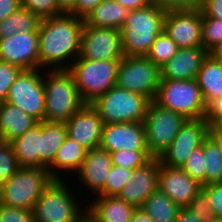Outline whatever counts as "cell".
Returning <instances> with one entry per match:
<instances>
[{
	"label": "cell",
	"mask_w": 222,
	"mask_h": 222,
	"mask_svg": "<svg viewBox=\"0 0 222 222\" xmlns=\"http://www.w3.org/2000/svg\"><path fill=\"white\" fill-rule=\"evenodd\" d=\"M84 19L64 12L58 16L41 19L39 32L40 68L68 69L69 59L74 61L80 54ZM65 62V63H64Z\"/></svg>",
	"instance_id": "cell-1"
},
{
	"label": "cell",
	"mask_w": 222,
	"mask_h": 222,
	"mask_svg": "<svg viewBox=\"0 0 222 222\" xmlns=\"http://www.w3.org/2000/svg\"><path fill=\"white\" fill-rule=\"evenodd\" d=\"M166 12L153 3L129 11L121 29L125 56H146L160 33L164 30Z\"/></svg>",
	"instance_id": "cell-2"
},
{
	"label": "cell",
	"mask_w": 222,
	"mask_h": 222,
	"mask_svg": "<svg viewBox=\"0 0 222 222\" xmlns=\"http://www.w3.org/2000/svg\"><path fill=\"white\" fill-rule=\"evenodd\" d=\"M43 76L45 122L66 123L85 103L67 69H50ZM46 77V80H45Z\"/></svg>",
	"instance_id": "cell-3"
},
{
	"label": "cell",
	"mask_w": 222,
	"mask_h": 222,
	"mask_svg": "<svg viewBox=\"0 0 222 222\" xmlns=\"http://www.w3.org/2000/svg\"><path fill=\"white\" fill-rule=\"evenodd\" d=\"M67 69L74 78L76 88L85 104H91L116 85L121 60L77 58Z\"/></svg>",
	"instance_id": "cell-4"
},
{
	"label": "cell",
	"mask_w": 222,
	"mask_h": 222,
	"mask_svg": "<svg viewBox=\"0 0 222 222\" xmlns=\"http://www.w3.org/2000/svg\"><path fill=\"white\" fill-rule=\"evenodd\" d=\"M52 180L47 169L19 167L9 181L0 187V204L32 210Z\"/></svg>",
	"instance_id": "cell-5"
},
{
	"label": "cell",
	"mask_w": 222,
	"mask_h": 222,
	"mask_svg": "<svg viewBox=\"0 0 222 222\" xmlns=\"http://www.w3.org/2000/svg\"><path fill=\"white\" fill-rule=\"evenodd\" d=\"M149 102L146 96L115 85L91 105L97 110L104 124H110L143 122Z\"/></svg>",
	"instance_id": "cell-6"
},
{
	"label": "cell",
	"mask_w": 222,
	"mask_h": 222,
	"mask_svg": "<svg viewBox=\"0 0 222 222\" xmlns=\"http://www.w3.org/2000/svg\"><path fill=\"white\" fill-rule=\"evenodd\" d=\"M64 182L53 179L44 189L32 209L35 222H79L87 213Z\"/></svg>",
	"instance_id": "cell-7"
},
{
	"label": "cell",
	"mask_w": 222,
	"mask_h": 222,
	"mask_svg": "<svg viewBox=\"0 0 222 222\" xmlns=\"http://www.w3.org/2000/svg\"><path fill=\"white\" fill-rule=\"evenodd\" d=\"M154 101L186 119L204 118L206 104L196 79H161Z\"/></svg>",
	"instance_id": "cell-8"
},
{
	"label": "cell",
	"mask_w": 222,
	"mask_h": 222,
	"mask_svg": "<svg viewBox=\"0 0 222 222\" xmlns=\"http://www.w3.org/2000/svg\"><path fill=\"white\" fill-rule=\"evenodd\" d=\"M186 120L183 115L160 106L154 100L149 102L143 124L146 146L153 158H159L169 147Z\"/></svg>",
	"instance_id": "cell-9"
},
{
	"label": "cell",
	"mask_w": 222,
	"mask_h": 222,
	"mask_svg": "<svg viewBox=\"0 0 222 222\" xmlns=\"http://www.w3.org/2000/svg\"><path fill=\"white\" fill-rule=\"evenodd\" d=\"M161 81V70L146 56H124L120 62L116 85L155 99Z\"/></svg>",
	"instance_id": "cell-10"
},
{
	"label": "cell",
	"mask_w": 222,
	"mask_h": 222,
	"mask_svg": "<svg viewBox=\"0 0 222 222\" xmlns=\"http://www.w3.org/2000/svg\"><path fill=\"white\" fill-rule=\"evenodd\" d=\"M5 102L18 107L38 122L44 121L45 93L40 69L23 70L9 88Z\"/></svg>",
	"instance_id": "cell-11"
},
{
	"label": "cell",
	"mask_w": 222,
	"mask_h": 222,
	"mask_svg": "<svg viewBox=\"0 0 222 222\" xmlns=\"http://www.w3.org/2000/svg\"><path fill=\"white\" fill-rule=\"evenodd\" d=\"M124 56L121 30L84 24L78 58L99 61L122 60Z\"/></svg>",
	"instance_id": "cell-12"
},
{
	"label": "cell",
	"mask_w": 222,
	"mask_h": 222,
	"mask_svg": "<svg viewBox=\"0 0 222 222\" xmlns=\"http://www.w3.org/2000/svg\"><path fill=\"white\" fill-rule=\"evenodd\" d=\"M210 127L204 118L187 119L169 147L158 158L167 167H181L191 152L209 136Z\"/></svg>",
	"instance_id": "cell-13"
},
{
	"label": "cell",
	"mask_w": 222,
	"mask_h": 222,
	"mask_svg": "<svg viewBox=\"0 0 222 222\" xmlns=\"http://www.w3.org/2000/svg\"><path fill=\"white\" fill-rule=\"evenodd\" d=\"M0 61L23 70L40 69L39 32H18L0 39Z\"/></svg>",
	"instance_id": "cell-14"
},
{
	"label": "cell",
	"mask_w": 222,
	"mask_h": 222,
	"mask_svg": "<svg viewBox=\"0 0 222 222\" xmlns=\"http://www.w3.org/2000/svg\"><path fill=\"white\" fill-rule=\"evenodd\" d=\"M202 9L168 12L164 18L165 33L179 48L201 47Z\"/></svg>",
	"instance_id": "cell-15"
},
{
	"label": "cell",
	"mask_w": 222,
	"mask_h": 222,
	"mask_svg": "<svg viewBox=\"0 0 222 222\" xmlns=\"http://www.w3.org/2000/svg\"><path fill=\"white\" fill-rule=\"evenodd\" d=\"M104 122L91 104H84L66 123L67 136L88 151L100 146Z\"/></svg>",
	"instance_id": "cell-16"
},
{
	"label": "cell",
	"mask_w": 222,
	"mask_h": 222,
	"mask_svg": "<svg viewBox=\"0 0 222 222\" xmlns=\"http://www.w3.org/2000/svg\"><path fill=\"white\" fill-rule=\"evenodd\" d=\"M99 147L109 153L117 150H148L143 122L105 124Z\"/></svg>",
	"instance_id": "cell-17"
},
{
	"label": "cell",
	"mask_w": 222,
	"mask_h": 222,
	"mask_svg": "<svg viewBox=\"0 0 222 222\" xmlns=\"http://www.w3.org/2000/svg\"><path fill=\"white\" fill-rule=\"evenodd\" d=\"M160 165L158 158H152L144 166L134 169L118 197L136 208H141L148 196L158 189Z\"/></svg>",
	"instance_id": "cell-18"
},
{
	"label": "cell",
	"mask_w": 222,
	"mask_h": 222,
	"mask_svg": "<svg viewBox=\"0 0 222 222\" xmlns=\"http://www.w3.org/2000/svg\"><path fill=\"white\" fill-rule=\"evenodd\" d=\"M202 185L181 167L160 165L158 188L180 208H186L200 192Z\"/></svg>",
	"instance_id": "cell-19"
},
{
	"label": "cell",
	"mask_w": 222,
	"mask_h": 222,
	"mask_svg": "<svg viewBox=\"0 0 222 222\" xmlns=\"http://www.w3.org/2000/svg\"><path fill=\"white\" fill-rule=\"evenodd\" d=\"M209 52L203 47L179 48L177 53L160 67L161 79L193 80L208 57Z\"/></svg>",
	"instance_id": "cell-20"
},
{
	"label": "cell",
	"mask_w": 222,
	"mask_h": 222,
	"mask_svg": "<svg viewBox=\"0 0 222 222\" xmlns=\"http://www.w3.org/2000/svg\"><path fill=\"white\" fill-rule=\"evenodd\" d=\"M113 167L111 154L100 147L87 151L86 158L77 172L87 189L96 196L104 189L107 176Z\"/></svg>",
	"instance_id": "cell-21"
},
{
	"label": "cell",
	"mask_w": 222,
	"mask_h": 222,
	"mask_svg": "<svg viewBox=\"0 0 222 222\" xmlns=\"http://www.w3.org/2000/svg\"><path fill=\"white\" fill-rule=\"evenodd\" d=\"M86 207V212L96 222H130L136 207L118 196H97Z\"/></svg>",
	"instance_id": "cell-22"
},
{
	"label": "cell",
	"mask_w": 222,
	"mask_h": 222,
	"mask_svg": "<svg viewBox=\"0 0 222 222\" xmlns=\"http://www.w3.org/2000/svg\"><path fill=\"white\" fill-rule=\"evenodd\" d=\"M38 121L7 102L0 104V136L10 143L33 128Z\"/></svg>",
	"instance_id": "cell-23"
},
{
	"label": "cell",
	"mask_w": 222,
	"mask_h": 222,
	"mask_svg": "<svg viewBox=\"0 0 222 222\" xmlns=\"http://www.w3.org/2000/svg\"><path fill=\"white\" fill-rule=\"evenodd\" d=\"M42 122L14 139L12 146L19 167L39 168V152H41Z\"/></svg>",
	"instance_id": "cell-24"
},
{
	"label": "cell",
	"mask_w": 222,
	"mask_h": 222,
	"mask_svg": "<svg viewBox=\"0 0 222 222\" xmlns=\"http://www.w3.org/2000/svg\"><path fill=\"white\" fill-rule=\"evenodd\" d=\"M129 10L115 0H103L84 18L87 26L121 30Z\"/></svg>",
	"instance_id": "cell-25"
},
{
	"label": "cell",
	"mask_w": 222,
	"mask_h": 222,
	"mask_svg": "<svg viewBox=\"0 0 222 222\" xmlns=\"http://www.w3.org/2000/svg\"><path fill=\"white\" fill-rule=\"evenodd\" d=\"M87 149L66 137L63 144L57 150L53 163L47 168L53 179H63L56 170L78 172L87 155ZM59 175V176H58Z\"/></svg>",
	"instance_id": "cell-26"
},
{
	"label": "cell",
	"mask_w": 222,
	"mask_h": 222,
	"mask_svg": "<svg viewBox=\"0 0 222 222\" xmlns=\"http://www.w3.org/2000/svg\"><path fill=\"white\" fill-rule=\"evenodd\" d=\"M196 81L205 104L222 96V62L209 54L200 67Z\"/></svg>",
	"instance_id": "cell-27"
},
{
	"label": "cell",
	"mask_w": 222,
	"mask_h": 222,
	"mask_svg": "<svg viewBox=\"0 0 222 222\" xmlns=\"http://www.w3.org/2000/svg\"><path fill=\"white\" fill-rule=\"evenodd\" d=\"M67 137L65 123L42 121L41 152L39 168L47 169L56 156L57 150Z\"/></svg>",
	"instance_id": "cell-28"
},
{
	"label": "cell",
	"mask_w": 222,
	"mask_h": 222,
	"mask_svg": "<svg viewBox=\"0 0 222 222\" xmlns=\"http://www.w3.org/2000/svg\"><path fill=\"white\" fill-rule=\"evenodd\" d=\"M141 208L154 222H175L181 209L159 188L148 196Z\"/></svg>",
	"instance_id": "cell-29"
},
{
	"label": "cell",
	"mask_w": 222,
	"mask_h": 222,
	"mask_svg": "<svg viewBox=\"0 0 222 222\" xmlns=\"http://www.w3.org/2000/svg\"><path fill=\"white\" fill-rule=\"evenodd\" d=\"M41 19L33 12L20 8L0 23V39L18 32H38Z\"/></svg>",
	"instance_id": "cell-30"
},
{
	"label": "cell",
	"mask_w": 222,
	"mask_h": 222,
	"mask_svg": "<svg viewBox=\"0 0 222 222\" xmlns=\"http://www.w3.org/2000/svg\"><path fill=\"white\" fill-rule=\"evenodd\" d=\"M205 156V185L208 183L222 182V156L218 144L208 136L203 141Z\"/></svg>",
	"instance_id": "cell-31"
},
{
	"label": "cell",
	"mask_w": 222,
	"mask_h": 222,
	"mask_svg": "<svg viewBox=\"0 0 222 222\" xmlns=\"http://www.w3.org/2000/svg\"><path fill=\"white\" fill-rule=\"evenodd\" d=\"M179 50L178 45L163 30L146 57L159 67L168 62Z\"/></svg>",
	"instance_id": "cell-32"
},
{
	"label": "cell",
	"mask_w": 222,
	"mask_h": 222,
	"mask_svg": "<svg viewBox=\"0 0 222 222\" xmlns=\"http://www.w3.org/2000/svg\"><path fill=\"white\" fill-rule=\"evenodd\" d=\"M110 154L113 165L132 170L144 166L153 158L148 150H117Z\"/></svg>",
	"instance_id": "cell-33"
},
{
	"label": "cell",
	"mask_w": 222,
	"mask_h": 222,
	"mask_svg": "<svg viewBox=\"0 0 222 222\" xmlns=\"http://www.w3.org/2000/svg\"><path fill=\"white\" fill-rule=\"evenodd\" d=\"M202 45L210 52L222 42V20L208 17L202 11Z\"/></svg>",
	"instance_id": "cell-34"
},
{
	"label": "cell",
	"mask_w": 222,
	"mask_h": 222,
	"mask_svg": "<svg viewBox=\"0 0 222 222\" xmlns=\"http://www.w3.org/2000/svg\"><path fill=\"white\" fill-rule=\"evenodd\" d=\"M132 173V169L113 165L107 176L104 189L97 196H118Z\"/></svg>",
	"instance_id": "cell-35"
},
{
	"label": "cell",
	"mask_w": 222,
	"mask_h": 222,
	"mask_svg": "<svg viewBox=\"0 0 222 222\" xmlns=\"http://www.w3.org/2000/svg\"><path fill=\"white\" fill-rule=\"evenodd\" d=\"M205 156L203 153V143L193 150L188 160L181 166L183 171L192 179L197 180L202 186L205 185Z\"/></svg>",
	"instance_id": "cell-36"
},
{
	"label": "cell",
	"mask_w": 222,
	"mask_h": 222,
	"mask_svg": "<svg viewBox=\"0 0 222 222\" xmlns=\"http://www.w3.org/2000/svg\"><path fill=\"white\" fill-rule=\"evenodd\" d=\"M21 6L37 15L40 19L63 14L56 0H21Z\"/></svg>",
	"instance_id": "cell-37"
},
{
	"label": "cell",
	"mask_w": 222,
	"mask_h": 222,
	"mask_svg": "<svg viewBox=\"0 0 222 222\" xmlns=\"http://www.w3.org/2000/svg\"><path fill=\"white\" fill-rule=\"evenodd\" d=\"M19 165L14 155L12 146L8 143L0 151V187L9 181L17 172Z\"/></svg>",
	"instance_id": "cell-38"
},
{
	"label": "cell",
	"mask_w": 222,
	"mask_h": 222,
	"mask_svg": "<svg viewBox=\"0 0 222 222\" xmlns=\"http://www.w3.org/2000/svg\"><path fill=\"white\" fill-rule=\"evenodd\" d=\"M22 71V68L14 64L0 61V104L5 102L9 88Z\"/></svg>",
	"instance_id": "cell-39"
},
{
	"label": "cell",
	"mask_w": 222,
	"mask_h": 222,
	"mask_svg": "<svg viewBox=\"0 0 222 222\" xmlns=\"http://www.w3.org/2000/svg\"><path fill=\"white\" fill-rule=\"evenodd\" d=\"M204 0H150V3L168 12L194 11L202 9Z\"/></svg>",
	"instance_id": "cell-40"
},
{
	"label": "cell",
	"mask_w": 222,
	"mask_h": 222,
	"mask_svg": "<svg viewBox=\"0 0 222 222\" xmlns=\"http://www.w3.org/2000/svg\"><path fill=\"white\" fill-rule=\"evenodd\" d=\"M201 191L207 196L211 203L214 217L222 218V182L203 185Z\"/></svg>",
	"instance_id": "cell-41"
},
{
	"label": "cell",
	"mask_w": 222,
	"mask_h": 222,
	"mask_svg": "<svg viewBox=\"0 0 222 222\" xmlns=\"http://www.w3.org/2000/svg\"><path fill=\"white\" fill-rule=\"evenodd\" d=\"M186 208L190 210L195 216L201 217V220L203 222L214 218L211 209V203L209 202L207 196L201 190L190 201L189 205Z\"/></svg>",
	"instance_id": "cell-42"
},
{
	"label": "cell",
	"mask_w": 222,
	"mask_h": 222,
	"mask_svg": "<svg viewBox=\"0 0 222 222\" xmlns=\"http://www.w3.org/2000/svg\"><path fill=\"white\" fill-rule=\"evenodd\" d=\"M0 222H35L32 210L18 209L0 204Z\"/></svg>",
	"instance_id": "cell-43"
},
{
	"label": "cell",
	"mask_w": 222,
	"mask_h": 222,
	"mask_svg": "<svg viewBox=\"0 0 222 222\" xmlns=\"http://www.w3.org/2000/svg\"><path fill=\"white\" fill-rule=\"evenodd\" d=\"M222 119V96L216 97L206 104L204 120L213 128Z\"/></svg>",
	"instance_id": "cell-44"
},
{
	"label": "cell",
	"mask_w": 222,
	"mask_h": 222,
	"mask_svg": "<svg viewBox=\"0 0 222 222\" xmlns=\"http://www.w3.org/2000/svg\"><path fill=\"white\" fill-rule=\"evenodd\" d=\"M103 0H76L74 6L68 11L73 16L85 18Z\"/></svg>",
	"instance_id": "cell-45"
},
{
	"label": "cell",
	"mask_w": 222,
	"mask_h": 222,
	"mask_svg": "<svg viewBox=\"0 0 222 222\" xmlns=\"http://www.w3.org/2000/svg\"><path fill=\"white\" fill-rule=\"evenodd\" d=\"M202 11L208 17L222 20V0H204Z\"/></svg>",
	"instance_id": "cell-46"
},
{
	"label": "cell",
	"mask_w": 222,
	"mask_h": 222,
	"mask_svg": "<svg viewBox=\"0 0 222 222\" xmlns=\"http://www.w3.org/2000/svg\"><path fill=\"white\" fill-rule=\"evenodd\" d=\"M21 7V0H0V23Z\"/></svg>",
	"instance_id": "cell-47"
},
{
	"label": "cell",
	"mask_w": 222,
	"mask_h": 222,
	"mask_svg": "<svg viewBox=\"0 0 222 222\" xmlns=\"http://www.w3.org/2000/svg\"><path fill=\"white\" fill-rule=\"evenodd\" d=\"M175 222H203L201 217L195 216L187 208H181Z\"/></svg>",
	"instance_id": "cell-48"
},
{
	"label": "cell",
	"mask_w": 222,
	"mask_h": 222,
	"mask_svg": "<svg viewBox=\"0 0 222 222\" xmlns=\"http://www.w3.org/2000/svg\"><path fill=\"white\" fill-rule=\"evenodd\" d=\"M115 1L120 3L129 11L143 8L150 3V0H115Z\"/></svg>",
	"instance_id": "cell-49"
},
{
	"label": "cell",
	"mask_w": 222,
	"mask_h": 222,
	"mask_svg": "<svg viewBox=\"0 0 222 222\" xmlns=\"http://www.w3.org/2000/svg\"><path fill=\"white\" fill-rule=\"evenodd\" d=\"M130 222H154V221L142 208H136Z\"/></svg>",
	"instance_id": "cell-50"
},
{
	"label": "cell",
	"mask_w": 222,
	"mask_h": 222,
	"mask_svg": "<svg viewBox=\"0 0 222 222\" xmlns=\"http://www.w3.org/2000/svg\"><path fill=\"white\" fill-rule=\"evenodd\" d=\"M209 54L218 62H222V42L214 47Z\"/></svg>",
	"instance_id": "cell-51"
},
{
	"label": "cell",
	"mask_w": 222,
	"mask_h": 222,
	"mask_svg": "<svg viewBox=\"0 0 222 222\" xmlns=\"http://www.w3.org/2000/svg\"><path fill=\"white\" fill-rule=\"evenodd\" d=\"M59 7L64 11L68 12L75 4L76 0H56Z\"/></svg>",
	"instance_id": "cell-52"
},
{
	"label": "cell",
	"mask_w": 222,
	"mask_h": 222,
	"mask_svg": "<svg viewBox=\"0 0 222 222\" xmlns=\"http://www.w3.org/2000/svg\"><path fill=\"white\" fill-rule=\"evenodd\" d=\"M209 136L218 144L222 156V134H218L213 128H211Z\"/></svg>",
	"instance_id": "cell-53"
},
{
	"label": "cell",
	"mask_w": 222,
	"mask_h": 222,
	"mask_svg": "<svg viewBox=\"0 0 222 222\" xmlns=\"http://www.w3.org/2000/svg\"><path fill=\"white\" fill-rule=\"evenodd\" d=\"M79 222H96V221L87 213H85L84 216L79 220Z\"/></svg>",
	"instance_id": "cell-54"
},
{
	"label": "cell",
	"mask_w": 222,
	"mask_h": 222,
	"mask_svg": "<svg viewBox=\"0 0 222 222\" xmlns=\"http://www.w3.org/2000/svg\"><path fill=\"white\" fill-rule=\"evenodd\" d=\"M213 129H214L218 134H222V119L213 127Z\"/></svg>",
	"instance_id": "cell-55"
},
{
	"label": "cell",
	"mask_w": 222,
	"mask_h": 222,
	"mask_svg": "<svg viewBox=\"0 0 222 222\" xmlns=\"http://www.w3.org/2000/svg\"><path fill=\"white\" fill-rule=\"evenodd\" d=\"M8 143L0 136V151L7 145Z\"/></svg>",
	"instance_id": "cell-56"
},
{
	"label": "cell",
	"mask_w": 222,
	"mask_h": 222,
	"mask_svg": "<svg viewBox=\"0 0 222 222\" xmlns=\"http://www.w3.org/2000/svg\"><path fill=\"white\" fill-rule=\"evenodd\" d=\"M206 222H222V218H213V219H211V220H208V221H206Z\"/></svg>",
	"instance_id": "cell-57"
}]
</instances>
